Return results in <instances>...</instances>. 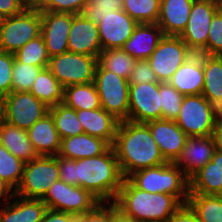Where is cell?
I'll list each match as a JSON object with an SVG mask.
<instances>
[{
	"mask_svg": "<svg viewBox=\"0 0 222 222\" xmlns=\"http://www.w3.org/2000/svg\"><path fill=\"white\" fill-rule=\"evenodd\" d=\"M59 179L58 156H38L25 163L15 195L26 199H42Z\"/></svg>",
	"mask_w": 222,
	"mask_h": 222,
	"instance_id": "cell-6",
	"label": "cell"
},
{
	"mask_svg": "<svg viewBox=\"0 0 222 222\" xmlns=\"http://www.w3.org/2000/svg\"><path fill=\"white\" fill-rule=\"evenodd\" d=\"M111 222H138L133 217L126 215L114 203H111Z\"/></svg>",
	"mask_w": 222,
	"mask_h": 222,
	"instance_id": "cell-50",
	"label": "cell"
},
{
	"mask_svg": "<svg viewBox=\"0 0 222 222\" xmlns=\"http://www.w3.org/2000/svg\"><path fill=\"white\" fill-rule=\"evenodd\" d=\"M218 110L202 95L184 96L176 124L188 137L212 135Z\"/></svg>",
	"mask_w": 222,
	"mask_h": 222,
	"instance_id": "cell-7",
	"label": "cell"
},
{
	"mask_svg": "<svg viewBox=\"0 0 222 222\" xmlns=\"http://www.w3.org/2000/svg\"><path fill=\"white\" fill-rule=\"evenodd\" d=\"M41 34V11L29 5L21 13L7 17L0 29V51L15 54Z\"/></svg>",
	"mask_w": 222,
	"mask_h": 222,
	"instance_id": "cell-5",
	"label": "cell"
},
{
	"mask_svg": "<svg viewBox=\"0 0 222 222\" xmlns=\"http://www.w3.org/2000/svg\"><path fill=\"white\" fill-rule=\"evenodd\" d=\"M1 198H5L7 204L8 200L16 198V195L15 190L0 177V200Z\"/></svg>",
	"mask_w": 222,
	"mask_h": 222,
	"instance_id": "cell-51",
	"label": "cell"
},
{
	"mask_svg": "<svg viewBox=\"0 0 222 222\" xmlns=\"http://www.w3.org/2000/svg\"><path fill=\"white\" fill-rule=\"evenodd\" d=\"M128 179L143 191L170 194L176 196L183 204L187 202L189 179L175 163L167 162L135 171Z\"/></svg>",
	"mask_w": 222,
	"mask_h": 222,
	"instance_id": "cell-4",
	"label": "cell"
},
{
	"mask_svg": "<svg viewBox=\"0 0 222 222\" xmlns=\"http://www.w3.org/2000/svg\"><path fill=\"white\" fill-rule=\"evenodd\" d=\"M161 106L159 83L129 85V121L146 123L162 119Z\"/></svg>",
	"mask_w": 222,
	"mask_h": 222,
	"instance_id": "cell-14",
	"label": "cell"
},
{
	"mask_svg": "<svg viewBox=\"0 0 222 222\" xmlns=\"http://www.w3.org/2000/svg\"><path fill=\"white\" fill-rule=\"evenodd\" d=\"M202 95L218 110L222 107V56L203 54Z\"/></svg>",
	"mask_w": 222,
	"mask_h": 222,
	"instance_id": "cell-29",
	"label": "cell"
},
{
	"mask_svg": "<svg viewBox=\"0 0 222 222\" xmlns=\"http://www.w3.org/2000/svg\"><path fill=\"white\" fill-rule=\"evenodd\" d=\"M49 108L31 92H11L3 97L1 119L20 129L28 130L49 113Z\"/></svg>",
	"mask_w": 222,
	"mask_h": 222,
	"instance_id": "cell-11",
	"label": "cell"
},
{
	"mask_svg": "<svg viewBox=\"0 0 222 222\" xmlns=\"http://www.w3.org/2000/svg\"><path fill=\"white\" fill-rule=\"evenodd\" d=\"M194 53L179 36L164 35L147 59L159 82H168Z\"/></svg>",
	"mask_w": 222,
	"mask_h": 222,
	"instance_id": "cell-13",
	"label": "cell"
},
{
	"mask_svg": "<svg viewBox=\"0 0 222 222\" xmlns=\"http://www.w3.org/2000/svg\"><path fill=\"white\" fill-rule=\"evenodd\" d=\"M195 0H160L157 24L164 35L179 36L188 23Z\"/></svg>",
	"mask_w": 222,
	"mask_h": 222,
	"instance_id": "cell-23",
	"label": "cell"
},
{
	"mask_svg": "<svg viewBox=\"0 0 222 222\" xmlns=\"http://www.w3.org/2000/svg\"><path fill=\"white\" fill-rule=\"evenodd\" d=\"M46 67L21 63L15 58L11 92H29L39 72Z\"/></svg>",
	"mask_w": 222,
	"mask_h": 222,
	"instance_id": "cell-38",
	"label": "cell"
},
{
	"mask_svg": "<svg viewBox=\"0 0 222 222\" xmlns=\"http://www.w3.org/2000/svg\"><path fill=\"white\" fill-rule=\"evenodd\" d=\"M28 6L25 0H0V11L7 17L21 13Z\"/></svg>",
	"mask_w": 222,
	"mask_h": 222,
	"instance_id": "cell-47",
	"label": "cell"
},
{
	"mask_svg": "<svg viewBox=\"0 0 222 222\" xmlns=\"http://www.w3.org/2000/svg\"><path fill=\"white\" fill-rule=\"evenodd\" d=\"M29 5H37L41 0H25Z\"/></svg>",
	"mask_w": 222,
	"mask_h": 222,
	"instance_id": "cell-53",
	"label": "cell"
},
{
	"mask_svg": "<svg viewBox=\"0 0 222 222\" xmlns=\"http://www.w3.org/2000/svg\"><path fill=\"white\" fill-rule=\"evenodd\" d=\"M14 55L19 62L35 66H48L50 59L41 34L29 41Z\"/></svg>",
	"mask_w": 222,
	"mask_h": 222,
	"instance_id": "cell-37",
	"label": "cell"
},
{
	"mask_svg": "<svg viewBox=\"0 0 222 222\" xmlns=\"http://www.w3.org/2000/svg\"><path fill=\"white\" fill-rule=\"evenodd\" d=\"M41 222H80V215L58 212L48 209Z\"/></svg>",
	"mask_w": 222,
	"mask_h": 222,
	"instance_id": "cell-48",
	"label": "cell"
},
{
	"mask_svg": "<svg viewBox=\"0 0 222 222\" xmlns=\"http://www.w3.org/2000/svg\"><path fill=\"white\" fill-rule=\"evenodd\" d=\"M161 95L162 119L175 120L178 117L184 95L168 82L159 83Z\"/></svg>",
	"mask_w": 222,
	"mask_h": 222,
	"instance_id": "cell-40",
	"label": "cell"
},
{
	"mask_svg": "<svg viewBox=\"0 0 222 222\" xmlns=\"http://www.w3.org/2000/svg\"><path fill=\"white\" fill-rule=\"evenodd\" d=\"M0 144L18 159L27 163L39 155L28 138L27 130L13 126L0 118Z\"/></svg>",
	"mask_w": 222,
	"mask_h": 222,
	"instance_id": "cell-28",
	"label": "cell"
},
{
	"mask_svg": "<svg viewBox=\"0 0 222 222\" xmlns=\"http://www.w3.org/2000/svg\"><path fill=\"white\" fill-rule=\"evenodd\" d=\"M122 10L123 0H88L79 14L98 25L111 11Z\"/></svg>",
	"mask_w": 222,
	"mask_h": 222,
	"instance_id": "cell-39",
	"label": "cell"
},
{
	"mask_svg": "<svg viewBox=\"0 0 222 222\" xmlns=\"http://www.w3.org/2000/svg\"><path fill=\"white\" fill-rule=\"evenodd\" d=\"M29 92L48 107L63 103L64 100V87L47 67L39 72Z\"/></svg>",
	"mask_w": 222,
	"mask_h": 222,
	"instance_id": "cell-30",
	"label": "cell"
},
{
	"mask_svg": "<svg viewBox=\"0 0 222 222\" xmlns=\"http://www.w3.org/2000/svg\"><path fill=\"white\" fill-rule=\"evenodd\" d=\"M152 136L167 162L174 163L180 156L188 136L175 120L157 119L146 122Z\"/></svg>",
	"mask_w": 222,
	"mask_h": 222,
	"instance_id": "cell-17",
	"label": "cell"
},
{
	"mask_svg": "<svg viewBox=\"0 0 222 222\" xmlns=\"http://www.w3.org/2000/svg\"><path fill=\"white\" fill-rule=\"evenodd\" d=\"M216 151L212 135L188 137L180 156L174 163L190 179L197 171L211 161Z\"/></svg>",
	"mask_w": 222,
	"mask_h": 222,
	"instance_id": "cell-18",
	"label": "cell"
},
{
	"mask_svg": "<svg viewBox=\"0 0 222 222\" xmlns=\"http://www.w3.org/2000/svg\"><path fill=\"white\" fill-rule=\"evenodd\" d=\"M112 147L124 178L135 171L167 163L146 123L120 121Z\"/></svg>",
	"mask_w": 222,
	"mask_h": 222,
	"instance_id": "cell-2",
	"label": "cell"
},
{
	"mask_svg": "<svg viewBox=\"0 0 222 222\" xmlns=\"http://www.w3.org/2000/svg\"><path fill=\"white\" fill-rule=\"evenodd\" d=\"M48 209L76 216L92 211L101 202L89 191L61 179L55 181L41 199Z\"/></svg>",
	"mask_w": 222,
	"mask_h": 222,
	"instance_id": "cell-10",
	"label": "cell"
},
{
	"mask_svg": "<svg viewBox=\"0 0 222 222\" xmlns=\"http://www.w3.org/2000/svg\"><path fill=\"white\" fill-rule=\"evenodd\" d=\"M222 186V152L189 179V194L216 195Z\"/></svg>",
	"mask_w": 222,
	"mask_h": 222,
	"instance_id": "cell-26",
	"label": "cell"
},
{
	"mask_svg": "<svg viewBox=\"0 0 222 222\" xmlns=\"http://www.w3.org/2000/svg\"><path fill=\"white\" fill-rule=\"evenodd\" d=\"M130 84L160 83L147 60H137L128 78Z\"/></svg>",
	"mask_w": 222,
	"mask_h": 222,
	"instance_id": "cell-44",
	"label": "cell"
},
{
	"mask_svg": "<svg viewBox=\"0 0 222 222\" xmlns=\"http://www.w3.org/2000/svg\"><path fill=\"white\" fill-rule=\"evenodd\" d=\"M212 137L214 140L216 150L222 152V119L219 117H217L216 119L212 132Z\"/></svg>",
	"mask_w": 222,
	"mask_h": 222,
	"instance_id": "cell-49",
	"label": "cell"
},
{
	"mask_svg": "<svg viewBox=\"0 0 222 222\" xmlns=\"http://www.w3.org/2000/svg\"><path fill=\"white\" fill-rule=\"evenodd\" d=\"M113 203L138 222H167L183 204L176 196L170 194L143 191L128 178L123 179Z\"/></svg>",
	"mask_w": 222,
	"mask_h": 222,
	"instance_id": "cell-3",
	"label": "cell"
},
{
	"mask_svg": "<svg viewBox=\"0 0 222 222\" xmlns=\"http://www.w3.org/2000/svg\"><path fill=\"white\" fill-rule=\"evenodd\" d=\"M219 11L222 13V1H220Z\"/></svg>",
	"mask_w": 222,
	"mask_h": 222,
	"instance_id": "cell-57",
	"label": "cell"
},
{
	"mask_svg": "<svg viewBox=\"0 0 222 222\" xmlns=\"http://www.w3.org/2000/svg\"><path fill=\"white\" fill-rule=\"evenodd\" d=\"M220 0H195L185 29L179 35L194 54H205L214 15L219 11Z\"/></svg>",
	"mask_w": 222,
	"mask_h": 222,
	"instance_id": "cell-12",
	"label": "cell"
},
{
	"mask_svg": "<svg viewBox=\"0 0 222 222\" xmlns=\"http://www.w3.org/2000/svg\"><path fill=\"white\" fill-rule=\"evenodd\" d=\"M27 134L39 156H57L59 153L61 138L50 113L36 121Z\"/></svg>",
	"mask_w": 222,
	"mask_h": 222,
	"instance_id": "cell-25",
	"label": "cell"
},
{
	"mask_svg": "<svg viewBox=\"0 0 222 222\" xmlns=\"http://www.w3.org/2000/svg\"><path fill=\"white\" fill-rule=\"evenodd\" d=\"M63 103L75 110H93L101 107L94 82L65 87Z\"/></svg>",
	"mask_w": 222,
	"mask_h": 222,
	"instance_id": "cell-31",
	"label": "cell"
},
{
	"mask_svg": "<svg viewBox=\"0 0 222 222\" xmlns=\"http://www.w3.org/2000/svg\"><path fill=\"white\" fill-rule=\"evenodd\" d=\"M218 117L222 119V107L218 109Z\"/></svg>",
	"mask_w": 222,
	"mask_h": 222,
	"instance_id": "cell-55",
	"label": "cell"
},
{
	"mask_svg": "<svg viewBox=\"0 0 222 222\" xmlns=\"http://www.w3.org/2000/svg\"><path fill=\"white\" fill-rule=\"evenodd\" d=\"M123 10L138 24L157 23L160 0H123Z\"/></svg>",
	"mask_w": 222,
	"mask_h": 222,
	"instance_id": "cell-35",
	"label": "cell"
},
{
	"mask_svg": "<svg viewBox=\"0 0 222 222\" xmlns=\"http://www.w3.org/2000/svg\"><path fill=\"white\" fill-rule=\"evenodd\" d=\"M136 61L121 48L102 50L98 57V64L103 69L127 80L135 67Z\"/></svg>",
	"mask_w": 222,
	"mask_h": 222,
	"instance_id": "cell-34",
	"label": "cell"
},
{
	"mask_svg": "<svg viewBox=\"0 0 222 222\" xmlns=\"http://www.w3.org/2000/svg\"><path fill=\"white\" fill-rule=\"evenodd\" d=\"M200 222H222V198L217 195L189 194L186 202Z\"/></svg>",
	"mask_w": 222,
	"mask_h": 222,
	"instance_id": "cell-32",
	"label": "cell"
},
{
	"mask_svg": "<svg viewBox=\"0 0 222 222\" xmlns=\"http://www.w3.org/2000/svg\"><path fill=\"white\" fill-rule=\"evenodd\" d=\"M94 84L103 109L119 121L128 120L129 83L115 73L103 69L97 64Z\"/></svg>",
	"mask_w": 222,
	"mask_h": 222,
	"instance_id": "cell-8",
	"label": "cell"
},
{
	"mask_svg": "<svg viewBox=\"0 0 222 222\" xmlns=\"http://www.w3.org/2000/svg\"><path fill=\"white\" fill-rule=\"evenodd\" d=\"M97 64V57L68 51L51 57L47 68L65 88L94 82Z\"/></svg>",
	"mask_w": 222,
	"mask_h": 222,
	"instance_id": "cell-9",
	"label": "cell"
},
{
	"mask_svg": "<svg viewBox=\"0 0 222 222\" xmlns=\"http://www.w3.org/2000/svg\"><path fill=\"white\" fill-rule=\"evenodd\" d=\"M25 162L11 154L0 144V177L14 190L19 186Z\"/></svg>",
	"mask_w": 222,
	"mask_h": 222,
	"instance_id": "cell-36",
	"label": "cell"
},
{
	"mask_svg": "<svg viewBox=\"0 0 222 222\" xmlns=\"http://www.w3.org/2000/svg\"><path fill=\"white\" fill-rule=\"evenodd\" d=\"M6 19H7V16L3 12L0 11V29L5 24Z\"/></svg>",
	"mask_w": 222,
	"mask_h": 222,
	"instance_id": "cell-52",
	"label": "cell"
},
{
	"mask_svg": "<svg viewBox=\"0 0 222 222\" xmlns=\"http://www.w3.org/2000/svg\"><path fill=\"white\" fill-rule=\"evenodd\" d=\"M206 55L222 56V13L218 11L210 24Z\"/></svg>",
	"mask_w": 222,
	"mask_h": 222,
	"instance_id": "cell-42",
	"label": "cell"
},
{
	"mask_svg": "<svg viewBox=\"0 0 222 222\" xmlns=\"http://www.w3.org/2000/svg\"><path fill=\"white\" fill-rule=\"evenodd\" d=\"M73 13L41 11V35L49 57L68 52Z\"/></svg>",
	"mask_w": 222,
	"mask_h": 222,
	"instance_id": "cell-15",
	"label": "cell"
},
{
	"mask_svg": "<svg viewBox=\"0 0 222 222\" xmlns=\"http://www.w3.org/2000/svg\"><path fill=\"white\" fill-rule=\"evenodd\" d=\"M0 210V222H41L48 210L41 199H26L16 196Z\"/></svg>",
	"mask_w": 222,
	"mask_h": 222,
	"instance_id": "cell-27",
	"label": "cell"
},
{
	"mask_svg": "<svg viewBox=\"0 0 222 222\" xmlns=\"http://www.w3.org/2000/svg\"><path fill=\"white\" fill-rule=\"evenodd\" d=\"M216 195L222 198V186H221L219 192Z\"/></svg>",
	"mask_w": 222,
	"mask_h": 222,
	"instance_id": "cell-56",
	"label": "cell"
},
{
	"mask_svg": "<svg viewBox=\"0 0 222 222\" xmlns=\"http://www.w3.org/2000/svg\"><path fill=\"white\" fill-rule=\"evenodd\" d=\"M137 25L124 10L111 11L98 23L102 50L122 48Z\"/></svg>",
	"mask_w": 222,
	"mask_h": 222,
	"instance_id": "cell-16",
	"label": "cell"
},
{
	"mask_svg": "<svg viewBox=\"0 0 222 222\" xmlns=\"http://www.w3.org/2000/svg\"><path fill=\"white\" fill-rule=\"evenodd\" d=\"M88 0H41L36 6L40 11L79 14Z\"/></svg>",
	"mask_w": 222,
	"mask_h": 222,
	"instance_id": "cell-41",
	"label": "cell"
},
{
	"mask_svg": "<svg viewBox=\"0 0 222 222\" xmlns=\"http://www.w3.org/2000/svg\"><path fill=\"white\" fill-rule=\"evenodd\" d=\"M110 147L111 145L102 138L82 133L78 136L61 139L60 150L57 156L79 160L102 155Z\"/></svg>",
	"mask_w": 222,
	"mask_h": 222,
	"instance_id": "cell-24",
	"label": "cell"
},
{
	"mask_svg": "<svg viewBox=\"0 0 222 222\" xmlns=\"http://www.w3.org/2000/svg\"><path fill=\"white\" fill-rule=\"evenodd\" d=\"M14 59L13 53L0 51V95L3 97L11 93Z\"/></svg>",
	"mask_w": 222,
	"mask_h": 222,
	"instance_id": "cell-43",
	"label": "cell"
},
{
	"mask_svg": "<svg viewBox=\"0 0 222 222\" xmlns=\"http://www.w3.org/2000/svg\"><path fill=\"white\" fill-rule=\"evenodd\" d=\"M60 179L89 191L100 202L115 200L124 177L111 146L96 157L73 160L58 156Z\"/></svg>",
	"mask_w": 222,
	"mask_h": 222,
	"instance_id": "cell-1",
	"label": "cell"
},
{
	"mask_svg": "<svg viewBox=\"0 0 222 222\" xmlns=\"http://www.w3.org/2000/svg\"><path fill=\"white\" fill-rule=\"evenodd\" d=\"M167 222H200L195 212L187 204H182Z\"/></svg>",
	"mask_w": 222,
	"mask_h": 222,
	"instance_id": "cell-46",
	"label": "cell"
},
{
	"mask_svg": "<svg viewBox=\"0 0 222 222\" xmlns=\"http://www.w3.org/2000/svg\"><path fill=\"white\" fill-rule=\"evenodd\" d=\"M76 114L84 133L102 138L111 146L113 145L120 121L112 114L102 107L93 110H76Z\"/></svg>",
	"mask_w": 222,
	"mask_h": 222,
	"instance_id": "cell-22",
	"label": "cell"
},
{
	"mask_svg": "<svg viewBox=\"0 0 222 222\" xmlns=\"http://www.w3.org/2000/svg\"><path fill=\"white\" fill-rule=\"evenodd\" d=\"M168 83L184 96L200 95L204 87L203 54H193Z\"/></svg>",
	"mask_w": 222,
	"mask_h": 222,
	"instance_id": "cell-20",
	"label": "cell"
},
{
	"mask_svg": "<svg viewBox=\"0 0 222 222\" xmlns=\"http://www.w3.org/2000/svg\"><path fill=\"white\" fill-rule=\"evenodd\" d=\"M68 51L98 58L102 52L98 25L80 14H73L68 36Z\"/></svg>",
	"mask_w": 222,
	"mask_h": 222,
	"instance_id": "cell-19",
	"label": "cell"
},
{
	"mask_svg": "<svg viewBox=\"0 0 222 222\" xmlns=\"http://www.w3.org/2000/svg\"><path fill=\"white\" fill-rule=\"evenodd\" d=\"M105 206L101 202L92 211L80 215V222H111V202Z\"/></svg>",
	"mask_w": 222,
	"mask_h": 222,
	"instance_id": "cell-45",
	"label": "cell"
},
{
	"mask_svg": "<svg viewBox=\"0 0 222 222\" xmlns=\"http://www.w3.org/2000/svg\"><path fill=\"white\" fill-rule=\"evenodd\" d=\"M55 127L61 139L78 136L84 133V129L78 120L76 110L59 103L49 108Z\"/></svg>",
	"mask_w": 222,
	"mask_h": 222,
	"instance_id": "cell-33",
	"label": "cell"
},
{
	"mask_svg": "<svg viewBox=\"0 0 222 222\" xmlns=\"http://www.w3.org/2000/svg\"><path fill=\"white\" fill-rule=\"evenodd\" d=\"M163 36L157 23H140L121 49L136 60H147Z\"/></svg>",
	"mask_w": 222,
	"mask_h": 222,
	"instance_id": "cell-21",
	"label": "cell"
},
{
	"mask_svg": "<svg viewBox=\"0 0 222 222\" xmlns=\"http://www.w3.org/2000/svg\"><path fill=\"white\" fill-rule=\"evenodd\" d=\"M2 104H3V96L0 95V118L2 116Z\"/></svg>",
	"mask_w": 222,
	"mask_h": 222,
	"instance_id": "cell-54",
	"label": "cell"
}]
</instances>
